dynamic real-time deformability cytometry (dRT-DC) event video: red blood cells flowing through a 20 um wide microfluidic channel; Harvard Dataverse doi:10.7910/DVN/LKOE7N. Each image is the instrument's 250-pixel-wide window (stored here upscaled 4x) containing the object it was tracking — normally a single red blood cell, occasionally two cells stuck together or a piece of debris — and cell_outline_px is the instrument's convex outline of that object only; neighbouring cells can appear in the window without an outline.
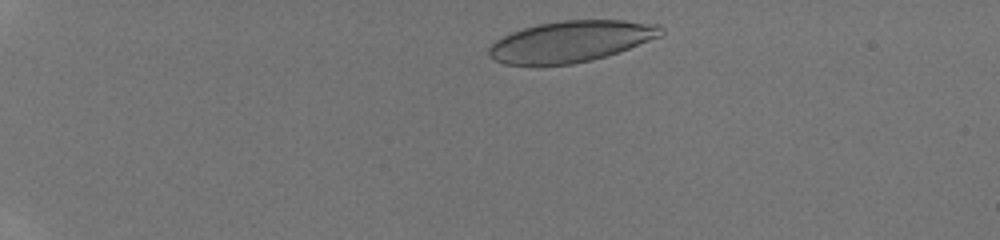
{"species": "human", "species_latin": "Homo sapiens", "temperature_condition": "room temperature", "stored_images_in_passage": 36, "camera_frame_rate_fps": 3000, "um_per_image_px": 0.085, "donor": {"sex": "male"}, "frame": {"image": 1, "passage_image": 1, "time_ms": 0.0, "image_size_px": [1000, 240], "cell_outline_px": [[664, 36], [592, 60], [572, 64], [504, 64], [492, 60], [488, 56], [488, 48], [496, 40], [512, 32], [536, 24], [564, 20], [624, 20], [660, 24], [664, 28]], "centroid_in_image_um": [48.56, 3.51], "position_along_channel_um": 36.4, "area_um2": 41.27}}
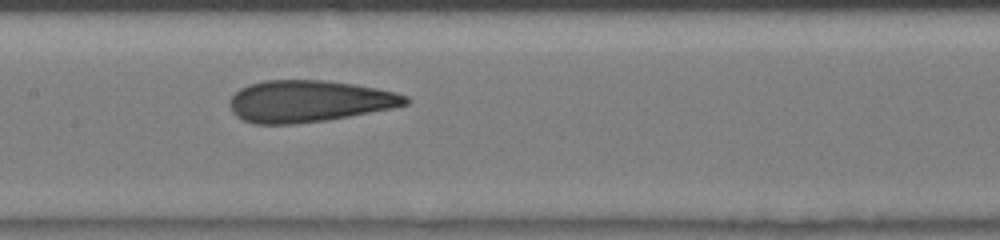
{"frame": {"image": 2, "passage_image": 16, "time_ms": 5.0, "image_size_px": [1000, 240], "cell_outline_px": [[412, 100], [408, 104], [392, 108], [348, 116], [324, 120], [296, 124], [256, 124], [244, 120], [236, 116], [232, 112], [228, 104], [228, 100], [240, 88], [248, 84], [264, 80], [320, 80], [356, 84], [396, 92], [408, 96]], "centroid_in_image_um": [26.24, 8.59], "position_along_channel_um": 181.2, "area_um2": 42.89}}
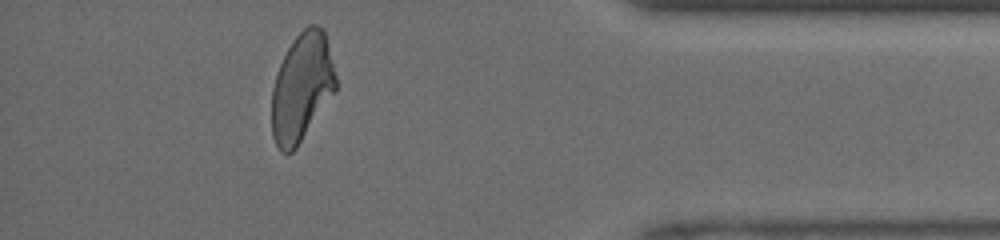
{"frame": {"image": 3, "passage_image": 32, "time_ms": 10.333, "image_size_px": [1000, 240], "cell_outline_px": [[336, 92], [296, 148], [292, 152], [280, 152], [272, 136], [272, 88], [276, 72], [292, 40], [308, 24], [316, 24], [324, 28], [336, 76]], "centroid_in_image_um": [25.66, 7.41], "position_along_channel_um": 409.5, "area_um2": 40.63}}